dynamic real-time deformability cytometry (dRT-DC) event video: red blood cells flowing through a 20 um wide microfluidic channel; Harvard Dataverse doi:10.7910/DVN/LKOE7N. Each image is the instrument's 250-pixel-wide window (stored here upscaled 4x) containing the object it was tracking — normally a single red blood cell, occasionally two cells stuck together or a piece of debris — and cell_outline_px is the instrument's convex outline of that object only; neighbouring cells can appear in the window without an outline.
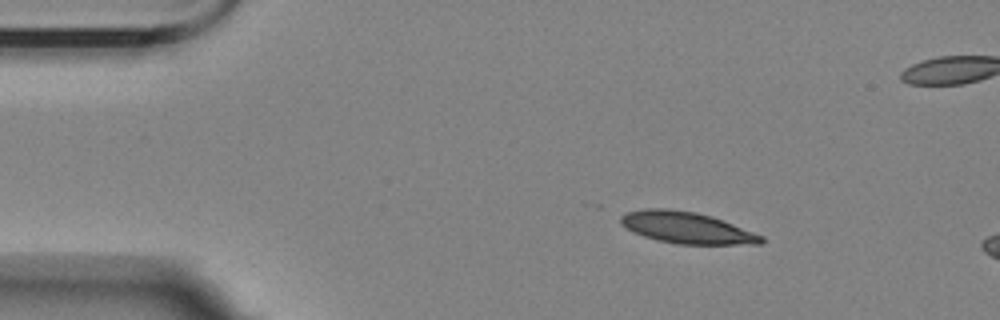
{"species": "Egyptian fruit bat (a non-hibernating species)", "species_latin": "Rousettus aegyptiacus", "temperature_condition": "room temperature", "stored_images_in_passage": 3, "camera_frame_rate_fps": 3000, "um_per_image_px": 0.085, "animal": {"sex": "female"}, "frame": {"image": 1, "passage_image": 1, "time_ms": 0.0, "image_size_px": [1000, 320], "cell_outline_px": [[764, 240], [760, 244], [676, 244], [644, 236], [632, 232], [620, 224], [620, 216], [628, 212], [644, 208], [668, 208], [696, 212], [712, 216], [764, 236]], "centroid_in_image_um": [58.35, 19.34], "position_along_channel_um": 26.7, "area_um2": 25.78}}